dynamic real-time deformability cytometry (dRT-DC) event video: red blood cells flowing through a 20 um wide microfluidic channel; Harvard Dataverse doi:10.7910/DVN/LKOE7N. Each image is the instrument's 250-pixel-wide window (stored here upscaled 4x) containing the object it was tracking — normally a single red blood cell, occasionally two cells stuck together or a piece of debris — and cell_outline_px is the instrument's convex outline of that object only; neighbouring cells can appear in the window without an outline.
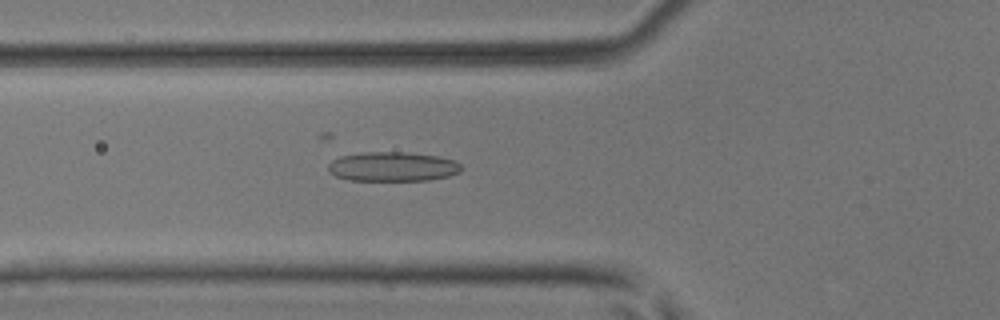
{"species": "common noctule bat (a hibernating species)", "species_latin": "Nyctalus noctula", "temperature_condition": "room temperature", "stored_images_in_passage": 48, "camera_frame_rate_fps": 3000, "um_per_image_px": 0.085, "animal": {"sex": "male", "body_mass_g": 17.9, "forearm_length_mm": 54.2}, "frame": {"image": 1, "passage_image": 16, "time_ms": 5.0, "image_size_px": [1000, 320], "cell_outline_px": [[464, 168], [460, 172], [448, 176], [428, 180], [348, 180], [336, 176], [328, 172], [328, 164], [332, 160], [340, 156], [360, 152], [404, 152], [440, 156], [452, 160], [460, 164]], "centroid_in_image_um": [33.36, 14.16], "position_along_channel_um": 92.4, "area_um2": 22.95}}
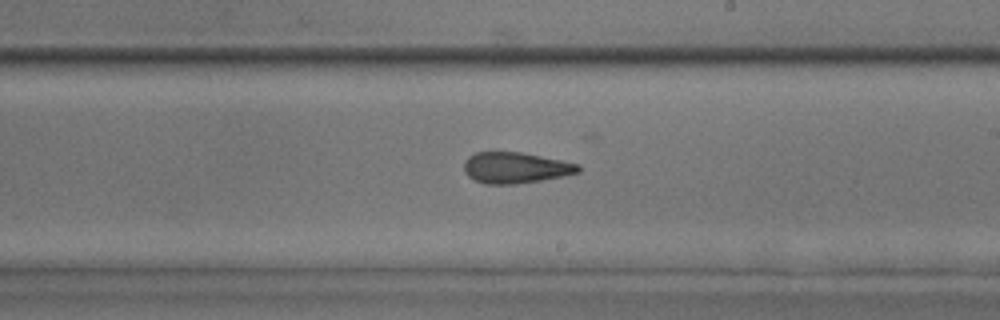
{"frame": {"image": 2, "passage_image": 27, "time_ms": 8.667, "image_size_px": [1000, 320], "cell_outline_px": [[580, 172], [540, 180], [516, 184], [484, 184], [472, 180], [464, 172], [464, 160], [468, 156], [476, 152], [520, 152], [580, 164]], "centroid_in_image_um": [43.76, 14.26], "position_along_channel_um": 245.2, "area_um2": 20.63}}
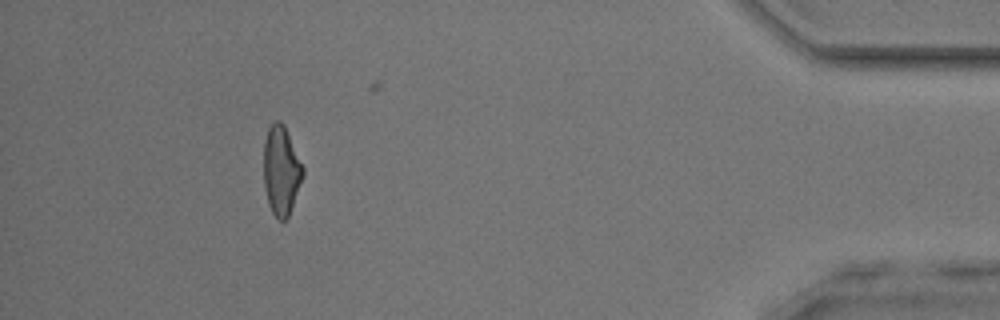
{"frame": {"image": 3, "passage_image": 43, "time_ms": 14.0, "image_size_px": [1000, 320], "cell_outline_px": [[304, 176], [288, 216], [284, 220], [280, 220], [272, 212], [268, 204], [264, 184], [264, 140], [268, 128], [276, 120], [280, 120], [284, 124], [304, 168]], "centroid_in_image_um": [23.9, 14.47], "position_along_channel_um": 411.3, "area_um2": 20.29}}